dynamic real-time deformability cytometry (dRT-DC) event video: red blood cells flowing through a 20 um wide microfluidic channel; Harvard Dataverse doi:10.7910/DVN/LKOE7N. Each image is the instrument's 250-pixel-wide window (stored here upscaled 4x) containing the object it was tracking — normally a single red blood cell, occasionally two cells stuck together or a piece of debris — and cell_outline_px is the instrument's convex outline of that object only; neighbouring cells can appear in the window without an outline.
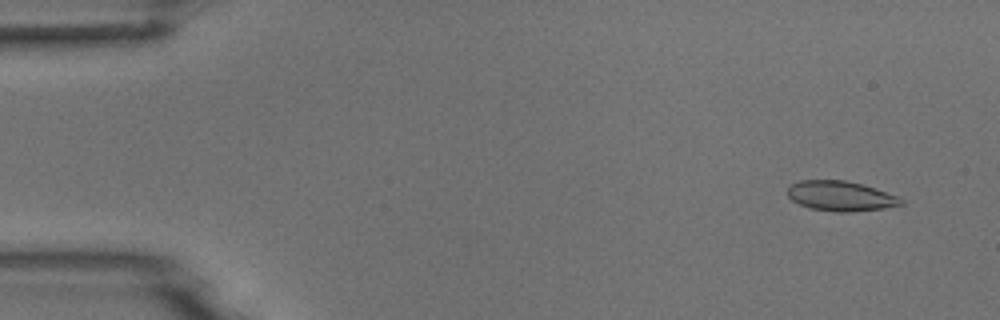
{"species": "common noctule bat (a hibernating species)", "species_latin": "Nyctalus noctula", "temperature_condition": "room temperature", "stored_images_in_passage": 6, "camera_frame_rate_fps": 3000, "um_per_image_px": 0.085, "animal": {"sex": "male", "body_mass_g": 18.8}, "frame": {"image": 1, "passage_image": 2, "time_ms": 1.0, "image_size_px": [1000, 320], "cell_outline_px": [[904, 204], [884, 208], [852, 212], [836, 212], [808, 208], [792, 200], [788, 196], [788, 188], [792, 184], [800, 180], [844, 180], [864, 184], [896, 196], [904, 200]], "centroid_in_image_um": [71.45, 16.66], "position_along_channel_um": 13.5, "area_um2": 19.83}}
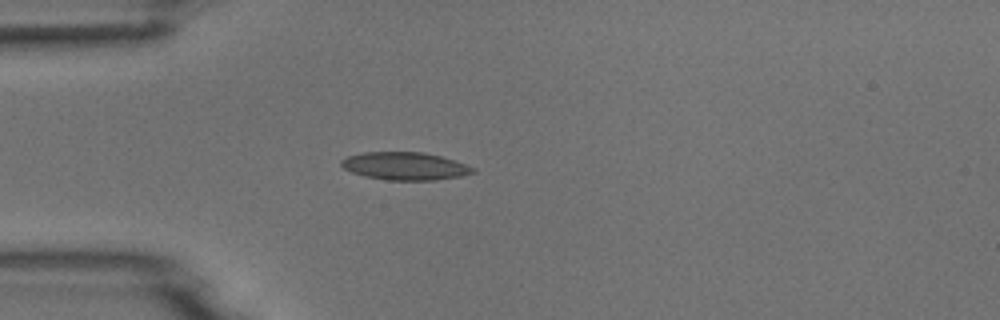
{"frame": {"image": 2, "passage_image": 5, "time_ms": 4.667, "image_size_px": [1000, 320], "cell_outline_px": [[476, 172], [460, 176], [436, 180], [388, 180], [364, 176], [352, 172], [344, 168], [340, 164], [340, 160], [348, 156], [364, 152], [424, 152], [440, 156], [476, 168]], "centroid_in_image_um": [34.41, 14.12], "position_along_channel_um": 50.6, "area_um2": 21.21}}